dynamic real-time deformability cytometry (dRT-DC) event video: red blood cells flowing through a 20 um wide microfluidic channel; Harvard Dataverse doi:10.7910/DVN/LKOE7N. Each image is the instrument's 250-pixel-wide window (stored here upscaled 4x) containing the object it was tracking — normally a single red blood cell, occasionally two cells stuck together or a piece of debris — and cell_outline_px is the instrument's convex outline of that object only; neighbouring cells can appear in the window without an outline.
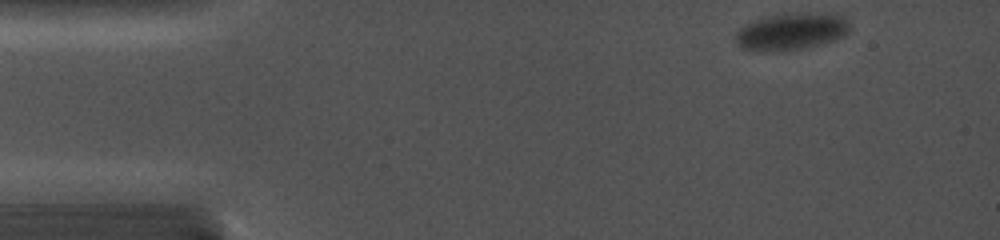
{"species": "common noctule bat (a hibernating species)", "species_latin": "Nyctalus noctula", "temperature_condition": "cold", "stored_images_in_passage": 33, "camera_frame_rate_fps": 5000, "um_per_image_px": 0.085, "animal": {"sex": "female", "body_mass_g": 19.0, "forearm_length_mm": 56.7}, "frame": {"image": 1, "passage_image": 1, "time_ms": 0.0, "image_size_px": [1000, 240], "cell_outline_px": [[848, 32], [844, 36], [820, 44], [804, 48], [776, 52], [768, 52], [740, 48], [736, 40], [736, 36], [740, 28], [744, 24], [768, 16], [784, 12], [836, 12], [844, 16], [848, 20]], "centroid_in_image_um": [67.3, 2.64], "position_along_channel_um": 17.7, "area_um2": 25.14}}
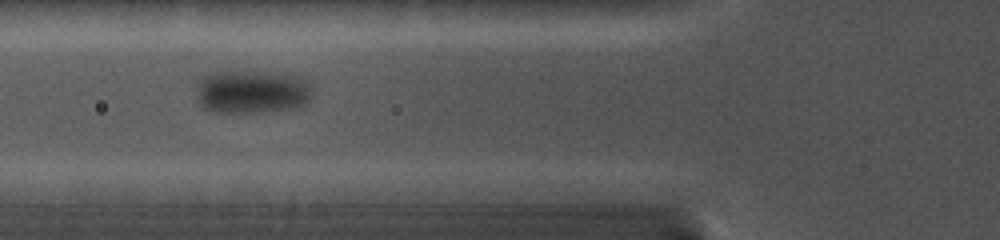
{"frame": {"image": 2, "passage_image": 13, "time_ms": 5.0, "image_size_px": [1000, 240], "cell_outline_px": [[312, 92], [308, 100], [304, 104], [292, 108], [256, 112], [212, 112], [200, 104], [196, 96], [200, 80], [208, 72], [268, 72], [300, 76], [312, 80]], "centroid_in_image_um": [21.45, 7.78], "position_along_channel_um": 104.3, "area_um2": 29.36}}
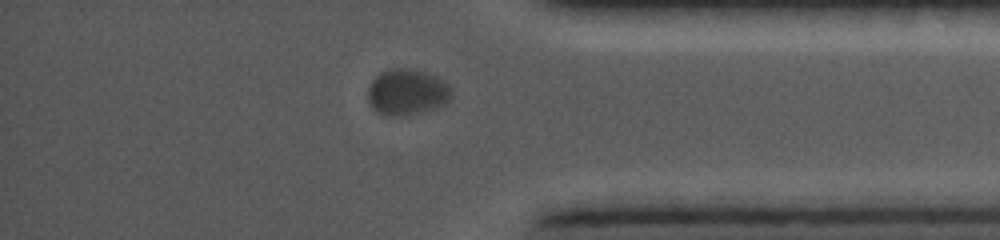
{"frame": {"image": 3, "passage_image": 29, "time_ms": 13.4, "image_size_px": [1000, 240], "cell_outline_px": [[452, 96], [444, 104], [424, 112], [404, 116], [392, 116], [376, 112], [372, 108], [368, 100], [368, 88], [372, 80], [380, 72], [392, 68], [408, 68], [424, 72], [436, 76], [448, 84]], "centroid_in_image_um": [34.57, 7.84], "position_along_channel_um": 400.6, "area_um2": 22.48}}